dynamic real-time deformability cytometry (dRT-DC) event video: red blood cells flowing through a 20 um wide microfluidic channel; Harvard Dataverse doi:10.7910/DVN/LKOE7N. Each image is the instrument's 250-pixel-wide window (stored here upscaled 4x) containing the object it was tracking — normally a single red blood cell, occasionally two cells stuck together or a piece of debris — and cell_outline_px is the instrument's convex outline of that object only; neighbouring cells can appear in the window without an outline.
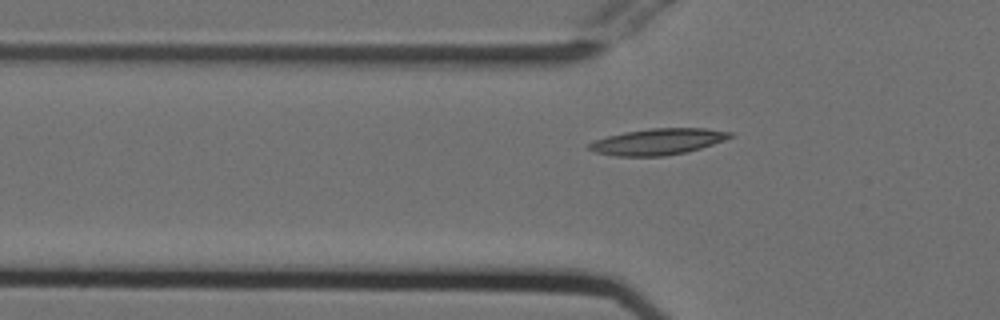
{"species": "Egyptian fruit bat (a non-hibernating species)", "species_latin": "Rousettus aegyptiacus", "temperature_condition": "cold", "stored_images_in_passage": 38, "camera_frame_rate_fps": 3000, "um_per_image_px": 0.085, "animal": {"sex": "female"}, "frame": {"image": 1, "passage_image": 7, "time_ms": 2.0, "image_size_px": [1000, 320], "cell_outline_px": [[736, 136], [700, 148], [684, 152], [664, 156], [616, 156], [596, 152], [588, 148], [588, 144], [596, 140], [608, 136], [624, 132], [652, 128], [704, 128], [732, 132]], "centroid_in_image_um": [55.95, 12.03], "position_along_channel_um": 69.9, "area_um2": 21.33}}
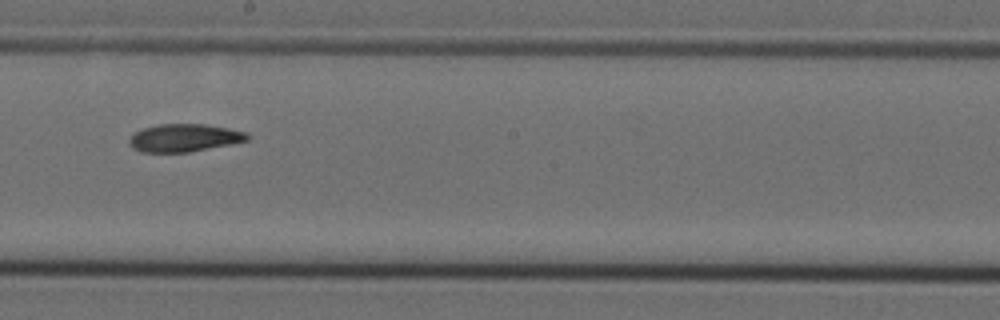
{"frame": {"image": 2, "passage_image": 20, "time_ms": 6.333, "image_size_px": [1000, 320], "cell_outline_px": [[248, 140], [188, 152], [140, 152], [132, 148], [128, 144], [128, 140], [136, 132], [144, 128], [156, 124], [204, 124], [244, 132], [248, 136]], "centroid_in_image_um": [15.57, 11.72], "position_along_channel_um": 232.6, "area_um2": 18.73}}
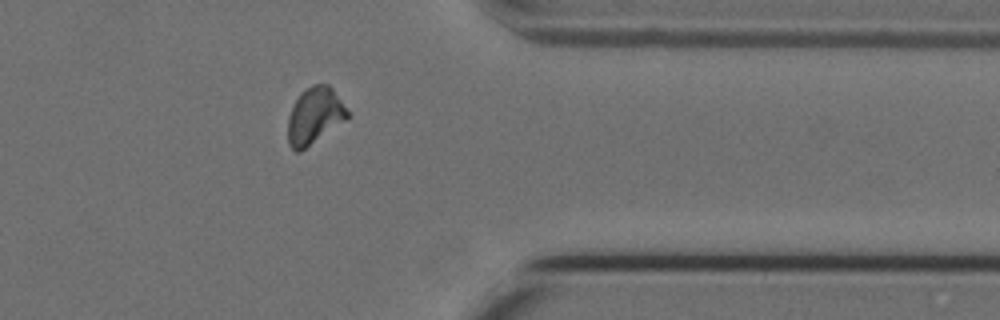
{"frame": {"image": 3, "passage_image": 33, "time_ms": 10.667, "image_size_px": [1000, 320], "cell_outline_px": [[348, 120], [300, 152], [296, 152], [288, 144], [288, 116], [292, 104], [300, 92], [312, 84], [328, 84], [332, 88], [348, 112]], "centroid_in_image_um": [26.72, 9.85], "position_along_channel_um": 384.7, "area_um2": 19.88}}